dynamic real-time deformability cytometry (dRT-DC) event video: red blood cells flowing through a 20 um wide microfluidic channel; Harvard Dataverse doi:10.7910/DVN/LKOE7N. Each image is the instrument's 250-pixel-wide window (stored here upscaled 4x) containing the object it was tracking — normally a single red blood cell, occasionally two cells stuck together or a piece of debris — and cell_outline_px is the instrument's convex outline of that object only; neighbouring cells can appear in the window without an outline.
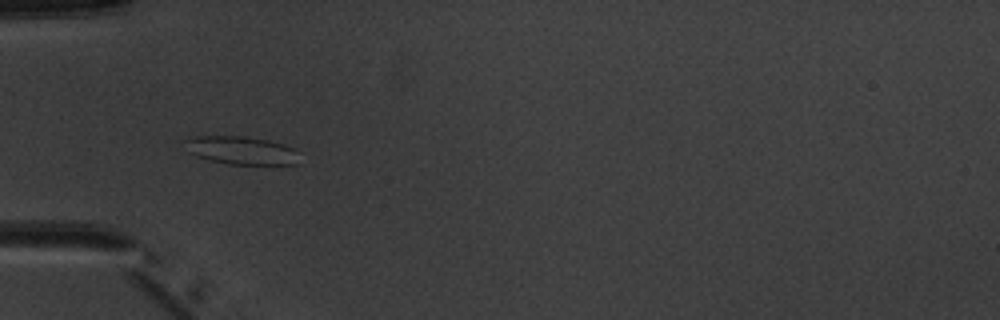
{"species": "common noctule bat (a hibernating species)", "species_latin": "Nyctalus noctula", "temperature_condition": "warm", "stored_images_in_passage": 6, "camera_frame_rate_fps": 3000, "um_per_image_px": 0.085, "animal": {"sex": "male", "body_mass_g": 20.1, "forearm_length_mm": 53.5}, "frame": {"image": 1, "passage_image": 4, "time_ms": 4.333, "image_size_px": [1000, 320], "cell_outline_px": [[300, 164], [228, 164], [196, 156], [188, 152], [180, 140], [196, 136], [244, 136], [268, 140], [284, 144], [300, 152]], "centroid_in_image_um": [20.51, 12.77], "position_along_channel_um": 64.5, "area_um2": 19.07}}
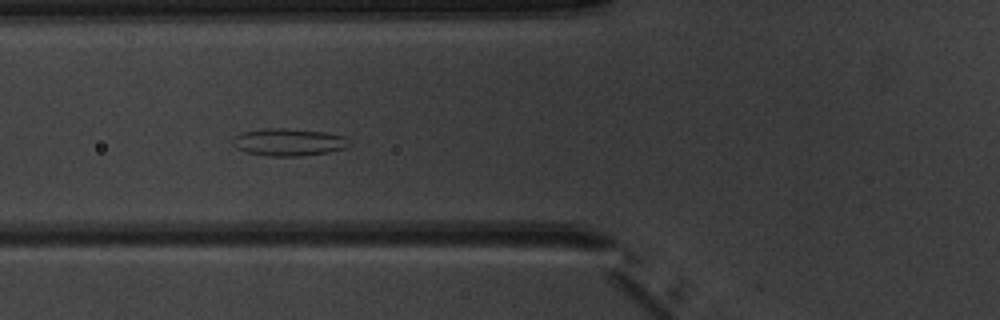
{"frame": {"image": 2, "passage_image": 5, "time_ms": 5.333, "image_size_px": [1000, 320], "cell_outline_px": [[352, 144], [344, 148], [328, 152], [296, 156], [272, 156], [244, 152], [236, 148], [232, 144], [232, 140], [240, 132], [264, 128], [284, 128], [324, 132], [348, 136]], "centroid_in_image_um": [24.54, 12.07], "position_along_channel_um": 101.3, "area_um2": 18.73}}
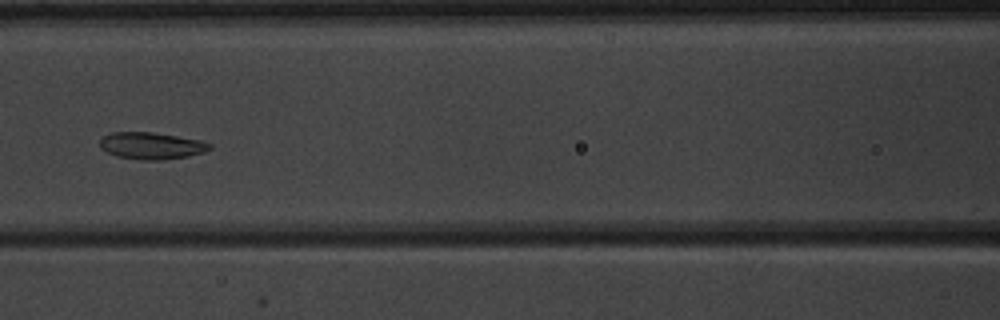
{"frame": {"image": 3, "passage_image": 6, "time_ms": 6.667, "image_size_px": [1000, 320], "cell_outline_px": [[212, 148], [204, 152], [188, 156], [160, 160], [144, 160], [116, 156], [100, 148], [100, 140], [104, 136], [112, 132], [152, 132], [200, 140], [212, 144]], "centroid_in_image_um": [12.88, 12.38], "position_along_channel_um": 153.7, "area_um2": 17.11}}